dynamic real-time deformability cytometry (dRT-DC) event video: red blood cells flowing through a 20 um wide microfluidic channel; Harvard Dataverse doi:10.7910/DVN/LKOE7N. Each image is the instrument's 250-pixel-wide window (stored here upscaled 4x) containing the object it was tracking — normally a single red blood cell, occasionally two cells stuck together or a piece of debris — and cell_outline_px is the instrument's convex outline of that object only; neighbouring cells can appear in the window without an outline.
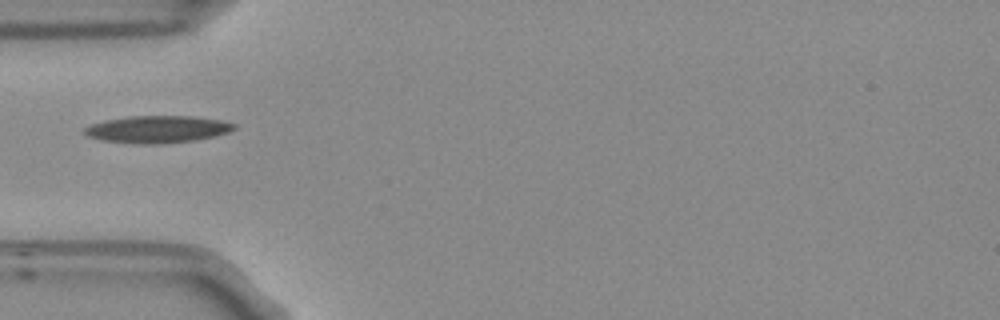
{"species": "Egyptian fruit bat (a non-hibernating species)", "species_latin": "Rousettus aegyptiacus", "temperature_condition": "room temperature", "stored_images_in_passage": 38, "camera_frame_rate_fps": 3000, "um_per_image_px": 0.085, "frame": {"image": 1, "passage_image": 1, "time_ms": 0.0, "image_size_px": [1000, 320], "cell_outline_px": [[236, 128], [228, 132], [212, 136], [192, 140], [160, 144], [144, 144], [104, 140], [88, 136], [84, 132], [84, 128], [92, 124], [104, 120], [128, 116], [192, 116], [220, 120], [236, 124]], "centroid_in_image_um": [13.38, 10.97], "position_along_channel_um": 71.6, "area_um2": 23.35}}
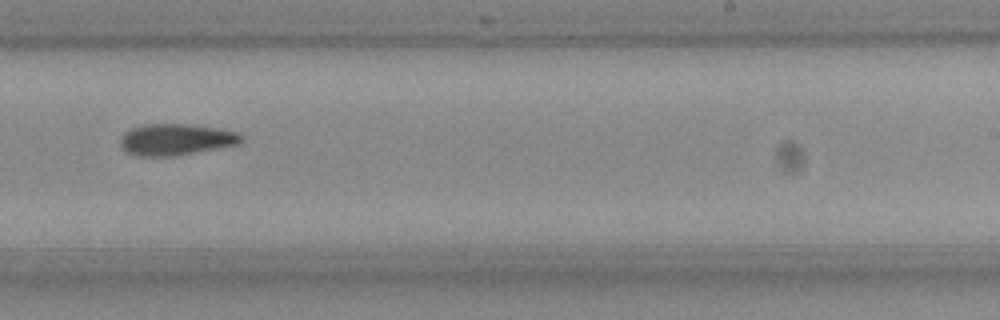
{"frame": {"image": 2, "passage_image": 17, "time_ms": 5.333, "image_size_px": [1000, 320], "cell_outline_px": [[244, 140], [240, 144], [176, 156], [136, 156], [124, 152], [120, 144], [120, 140], [124, 132], [128, 128], [140, 124], [188, 124], [220, 128], [240, 132], [244, 136]], "centroid_in_image_um": [14.96, 11.85], "position_along_channel_um": 274.0, "area_um2": 22.77}}
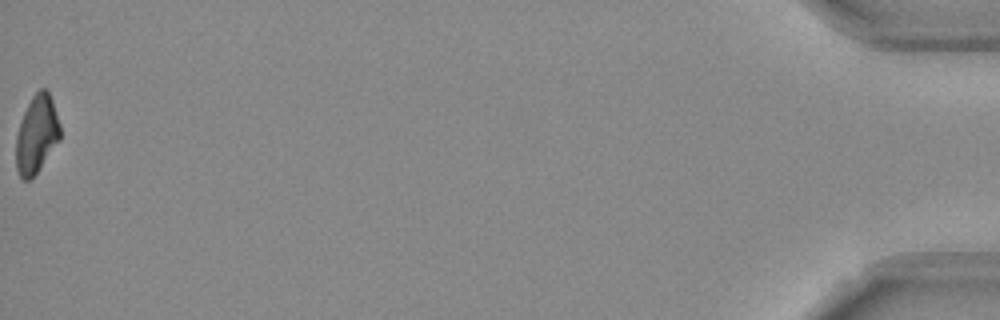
{"frame": {"image": 3, "passage_image": 38, "time_ms": 12.333, "image_size_px": [1000, 320], "cell_outline_px": [[60, 140], [36, 172], [28, 180], [24, 180], [20, 176], [16, 168], [16, 136], [24, 112], [32, 96], [40, 88], [48, 88], [60, 124]], "centroid_in_image_um": [3.12, 11.38], "position_along_channel_um": 432.1, "area_um2": 19.77}}